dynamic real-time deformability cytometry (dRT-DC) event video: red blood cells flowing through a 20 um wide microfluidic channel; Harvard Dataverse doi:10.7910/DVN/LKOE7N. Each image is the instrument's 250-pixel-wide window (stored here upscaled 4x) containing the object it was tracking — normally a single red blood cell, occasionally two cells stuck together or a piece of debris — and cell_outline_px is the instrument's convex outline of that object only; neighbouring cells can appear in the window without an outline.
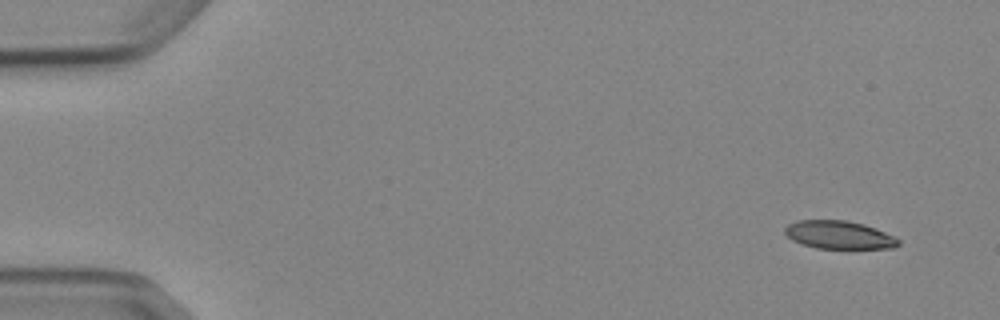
{"species": "Egyptian fruit bat (a non-hibernating species)", "species_latin": "Rousettus aegyptiacus", "temperature_condition": "cold", "stored_images_in_passage": 4, "camera_frame_rate_fps": 3000, "um_per_image_px": 0.085, "animal": {"sex": "female"}, "frame": {"image": 1, "passage_image": 1, "time_ms": 0.0, "image_size_px": [1000, 320], "cell_outline_px": [[900, 244], [896, 248], [816, 248], [792, 240], [784, 232], [784, 228], [788, 224], [800, 220], [844, 220], [864, 224], [876, 228], [900, 240]], "centroid_in_image_um": [71.33, 19.96], "position_along_channel_um": 13.7, "area_um2": 18.44}}
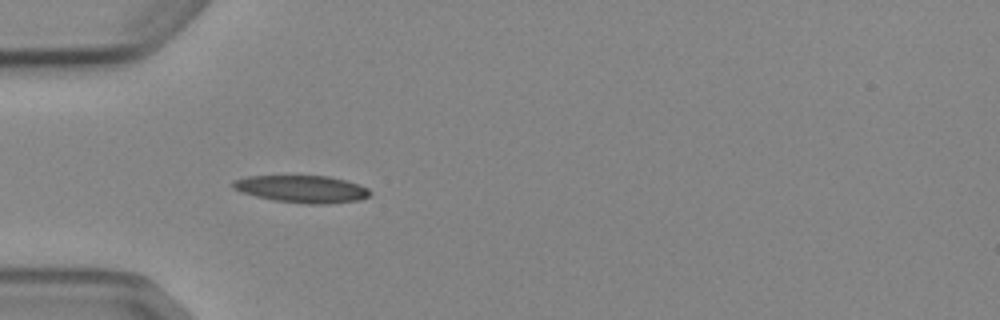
{"frame": {"image": 2, "passage_image": 4, "time_ms": 4.333, "image_size_px": [1000, 320], "cell_outline_px": [[368, 196], [360, 200], [324, 204], [308, 204], [272, 200], [240, 192], [232, 188], [232, 180], [248, 176], [328, 176], [344, 180], [368, 188]], "centroid_in_image_um": [25.6, 16.07], "position_along_channel_um": 59.4, "area_um2": 21.62}}